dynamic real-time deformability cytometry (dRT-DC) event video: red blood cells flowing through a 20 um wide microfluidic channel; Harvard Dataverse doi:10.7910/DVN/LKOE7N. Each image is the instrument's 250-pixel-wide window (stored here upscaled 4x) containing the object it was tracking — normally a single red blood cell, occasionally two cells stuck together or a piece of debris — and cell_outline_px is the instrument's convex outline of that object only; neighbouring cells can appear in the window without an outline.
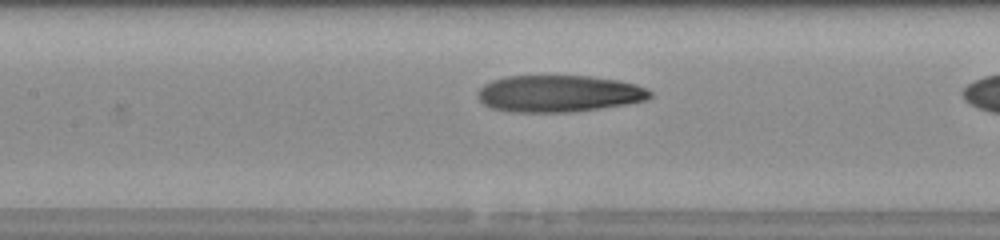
{"species": "human", "species_latin": "Homo sapiens", "temperature_condition": "room temperature", "stored_images_in_passage": 28, "camera_frame_rate_fps": 3000, "um_per_image_px": 0.085, "donor": {"sex": "male"}, "frame": {"image": 1, "passage_image": 13, "time_ms": 4.0, "image_size_px": [1000, 240], "cell_outline_px": [[652, 96], [648, 100], [628, 104], [572, 112], [508, 112], [492, 108], [484, 104], [480, 100], [480, 88], [484, 84], [492, 80], [508, 76], [588, 76], [620, 80], [636, 84], [648, 88], [652, 92]], "centroid_in_image_um": [47.56, 7.96], "position_along_channel_um": 159.8, "area_um2": 37.11}}
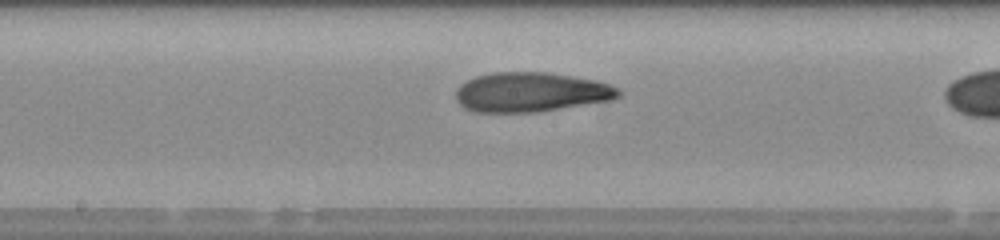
{"frame": {"image": 2, "passage_image": 16, "time_ms": 5.0, "image_size_px": [1000, 240], "cell_outline_px": [[620, 96], [612, 100], [536, 112], [476, 112], [464, 108], [456, 100], [456, 88], [460, 84], [476, 76], [492, 72], [544, 72], [596, 80], [608, 84], [616, 88], [620, 92]], "centroid_in_image_um": [45.09, 7.83], "position_along_channel_um": 203.1, "area_um2": 37.4}}
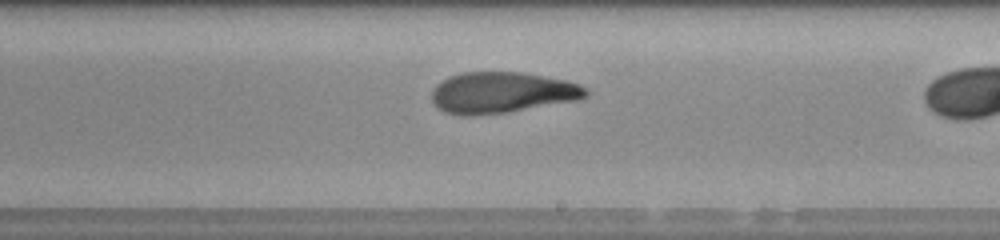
{"frame": {"image": 3, "passage_image": 19, "time_ms": 6.0, "image_size_px": [1000, 240], "cell_outline_px": [[588, 96], [580, 100], [508, 112], [468, 116], [464, 116], [444, 112], [436, 108], [432, 104], [432, 88], [436, 84], [448, 76], [464, 72], [520, 72], [568, 80], [580, 84], [588, 88]], "centroid_in_image_um": [42.67, 7.87], "position_along_channel_um": 246.3, "area_um2": 37.45}}